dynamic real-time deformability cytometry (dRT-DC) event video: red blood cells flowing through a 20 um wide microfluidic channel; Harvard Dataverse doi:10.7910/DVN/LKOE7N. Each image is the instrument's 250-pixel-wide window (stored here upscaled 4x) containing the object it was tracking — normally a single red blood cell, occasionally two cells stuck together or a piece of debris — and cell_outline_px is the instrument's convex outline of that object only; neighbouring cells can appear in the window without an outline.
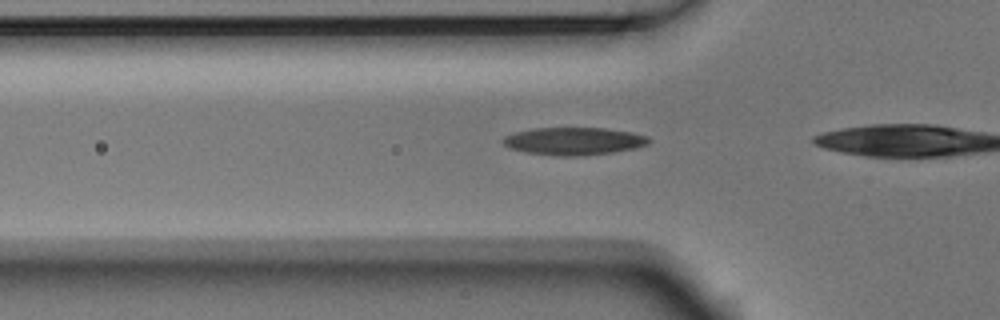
{"species": "Egyptian fruit bat (a non-hibernating species)", "species_latin": "Rousettus aegyptiacus", "temperature_condition": "room temperature", "stored_images_in_passage": 19, "camera_frame_rate_fps": 3000, "um_per_image_px": 0.085, "animal": {"sex": "male"}, "frame": {"image": 1, "passage_image": 13, "time_ms": 4.0, "image_size_px": [1000, 320], "cell_outline_px": [[652, 140], [648, 144], [636, 148], [612, 152], [580, 156], [556, 156], [524, 152], [508, 148], [500, 140], [504, 136], [516, 132], [536, 128], [604, 128], [632, 132], [648, 136]], "centroid_in_image_um": [48.77, 12.0], "position_along_channel_um": 77.0, "area_um2": 23.64}}
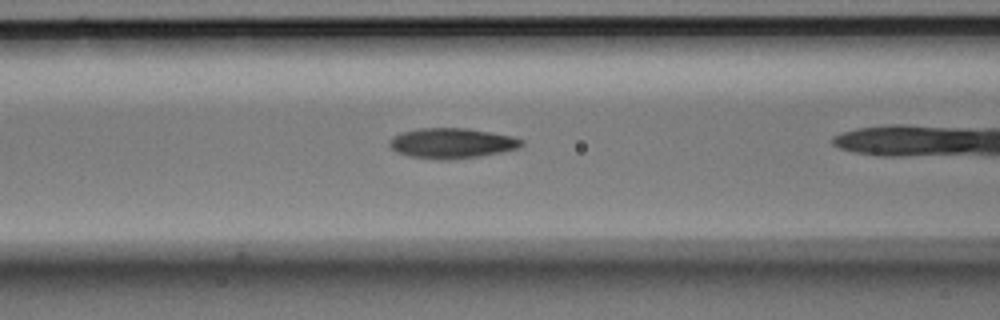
{"frame": {"image": 2, "passage_image": 17, "time_ms": 5.333, "image_size_px": [1000, 320], "cell_outline_px": [[524, 144], [520, 148], [480, 156], [452, 160], [440, 160], [408, 156], [396, 152], [388, 144], [388, 140], [404, 132], [420, 128], [468, 128], [512, 136], [524, 140]], "centroid_in_image_um": [38.43, 12.18], "position_along_channel_um": 128.2, "area_um2": 23.35}}